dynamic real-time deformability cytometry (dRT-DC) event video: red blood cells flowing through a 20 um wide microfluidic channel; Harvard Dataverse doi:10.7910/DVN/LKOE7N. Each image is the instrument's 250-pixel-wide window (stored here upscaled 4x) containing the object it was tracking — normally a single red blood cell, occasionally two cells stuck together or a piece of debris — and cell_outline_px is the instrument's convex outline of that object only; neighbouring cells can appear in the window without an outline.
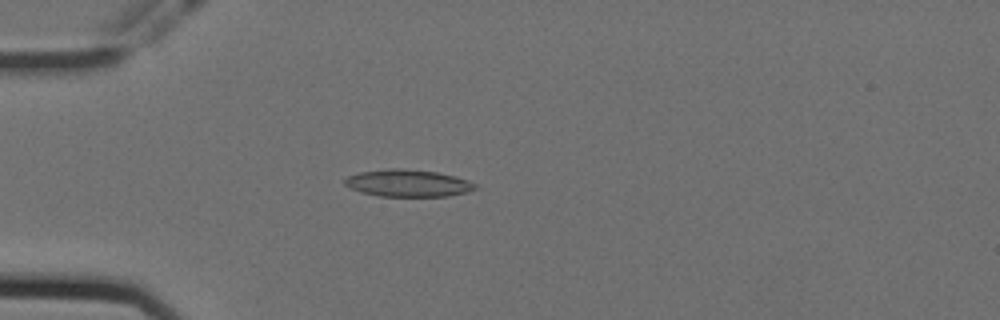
{"species": "Egyptian fruit bat (a non-hibernating species)", "species_latin": "Rousettus aegyptiacus", "temperature_condition": "cold", "stored_images_in_passage": 58, "camera_frame_rate_fps": 3000, "um_per_image_px": 0.085, "animal": {"sex": "female"}, "frame": {"image": 1, "passage_image": 16, "time_ms": 5.0, "image_size_px": [1000, 320], "cell_outline_px": [[480, 188], [468, 192], [448, 196], [380, 196], [360, 192], [348, 188], [344, 184], [344, 180], [348, 176], [360, 172], [392, 168], [400, 168], [436, 172], [456, 176], [468, 180], [476, 184]], "centroid_in_image_um": [34.7, 15.57], "position_along_channel_um": 50.3, "area_um2": 20.75}}
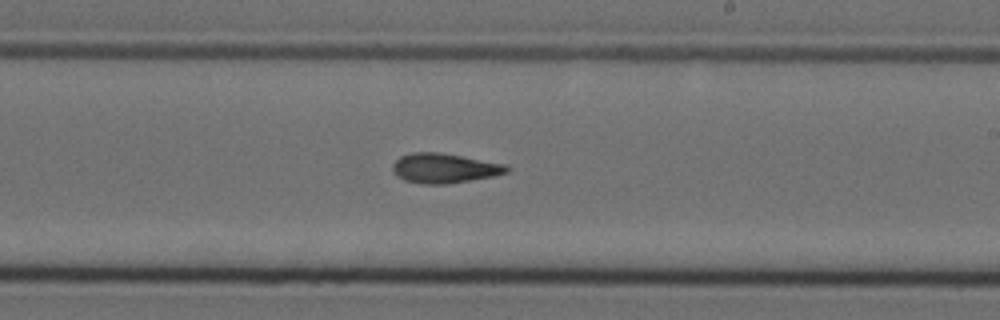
{"frame": {"image": 2, "passage_image": 34, "time_ms": 11.0, "image_size_px": [1000, 320], "cell_outline_px": [[512, 168], [508, 172], [492, 176], [444, 184], [424, 184], [404, 180], [396, 176], [392, 172], [392, 164], [400, 156], [412, 152], [440, 152], [508, 164]], "centroid_in_image_um": [37.77, 14.28], "position_along_channel_um": 251.2, "area_um2": 19.88}}
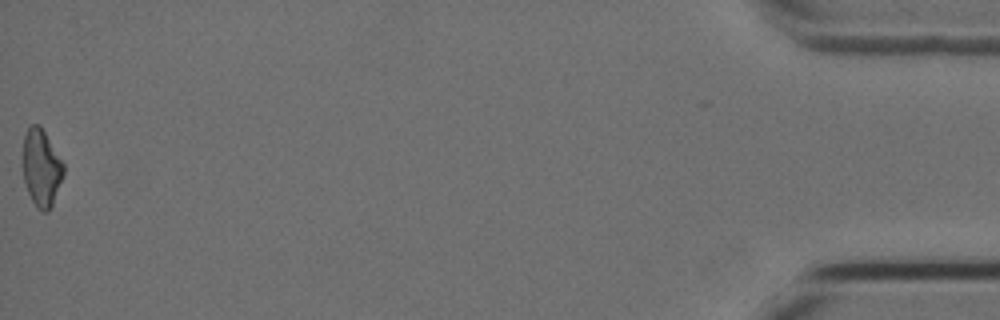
{"frame": {"image": 3, "passage_image": 57, "time_ms": 18.667, "image_size_px": [1000, 320], "cell_outline_px": [[64, 172], [52, 204], [48, 212], [44, 212], [36, 208], [28, 192], [24, 180], [24, 136], [28, 128], [32, 124], [40, 124], [64, 164]], "centroid_in_image_um": [3.52, 14.26], "position_along_channel_um": 431.7, "area_um2": 17.92}, "authors_computed_cell_mechanics": {"area_um2": 19.363, "velocity_mm_per_s": 3.5635, "shape_relaxation_time_tau1_ms": null, "shape_relaxation_time_tau2_ms": 5.9882, "deformation_change_tau1": null, "deformation_change_tau2": 0.1405}}